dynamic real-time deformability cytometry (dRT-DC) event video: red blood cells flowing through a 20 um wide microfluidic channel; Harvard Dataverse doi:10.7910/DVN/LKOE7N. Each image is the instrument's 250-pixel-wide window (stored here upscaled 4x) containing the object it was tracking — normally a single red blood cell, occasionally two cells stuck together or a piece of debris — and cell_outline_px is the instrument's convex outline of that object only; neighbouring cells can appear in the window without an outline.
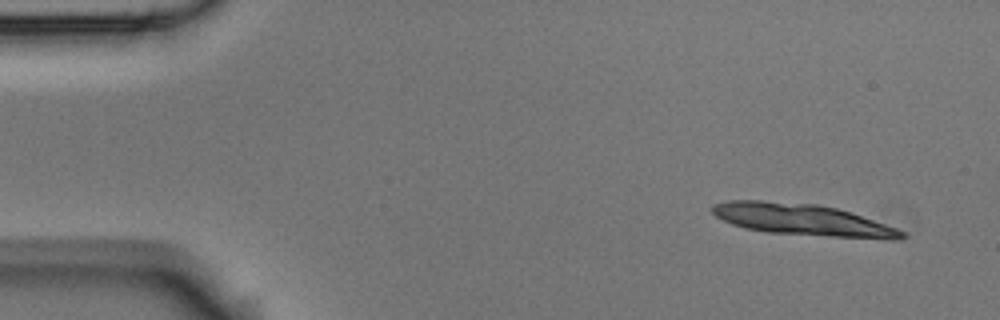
{"species": "Egyptian fruit bat (a non-hibernating species)", "species_latin": "Rousettus aegyptiacus", "temperature_condition": "room temperature", "stored_images_in_passage": 5, "segment_of_instrument_passage": [1, 2], "camera_frame_rate_fps": 3000, "um_per_image_px": 0.085, "animal": {"sex": "male"}, "frame": {"image": 1, "passage_image": 1, "time_ms": 0.0, "image_size_px": [1000, 320], "cell_outline_px": [[908, 236], [900, 240], [892, 240], [768, 232], [744, 228], [732, 224], [716, 216], [708, 208], [712, 204], [728, 200], [760, 200], [816, 204], [836, 208], [908, 232]], "centroid_in_image_um": [68.19, 18.68], "position_along_channel_um": 16.8, "area_um2": 34.74}}